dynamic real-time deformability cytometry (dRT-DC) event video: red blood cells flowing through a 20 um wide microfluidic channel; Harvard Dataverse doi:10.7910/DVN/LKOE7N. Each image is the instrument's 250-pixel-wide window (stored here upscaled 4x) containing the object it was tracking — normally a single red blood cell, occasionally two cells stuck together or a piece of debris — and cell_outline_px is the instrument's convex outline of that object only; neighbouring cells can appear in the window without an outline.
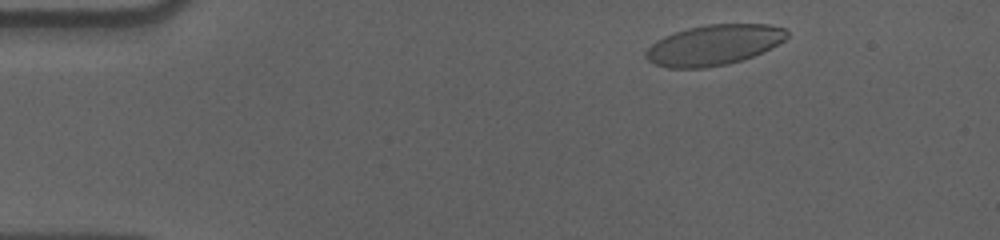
{"species": "human", "species_latin": "Homo sapiens", "temperature_condition": "cold", "stored_images_in_passage": 53, "camera_frame_rate_fps": 3000, "um_per_image_px": 0.085, "donor": {"sex": "male"}, "frame": {"image": 1, "passage_image": 4, "time_ms": 1.0, "image_size_px": [1000, 240], "cell_outline_px": [[788, 36], [784, 40], [752, 56], [728, 64], [704, 68], [668, 68], [656, 64], [648, 60], [644, 56], [644, 52], [656, 40], [664, 36], [688, 28], [708, 24], [768, 24], [784, 28], [788, 32]], "centroid_in_image_um": [60.64, 3.82], "position_along_channel_um": 24.4, "area_um2": 32.95}}
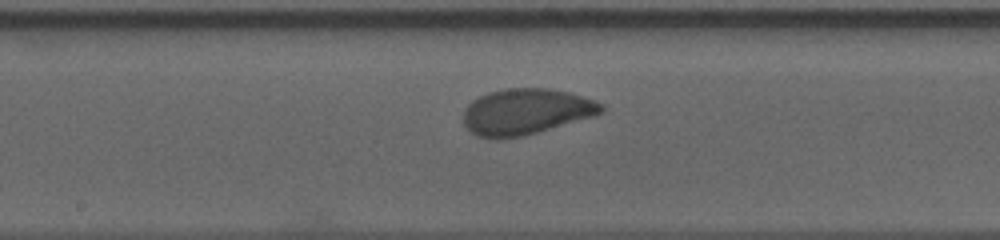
{"frame": {"image": 2, "passage_image": 26, "time_ms": 8.333, "image_size_px": [1000, 240], "cell_outline_px": [[604, 112], [592, 116], [524, 136], [496, 140], [476, 136], [464, 124], [464, 108], [472, 100], [488, 92], [504, 88], [552, 88], [568, 92], [604, 104]], "centroid_in_image_um": [44.67, 9.49], "position_along_channel_um": 203.5, "area_um2": 36.99}}
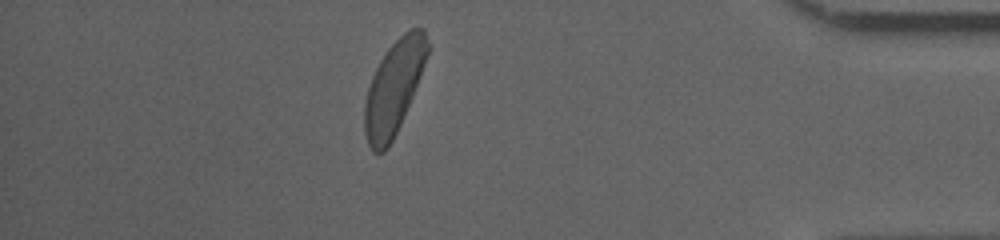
{"frame": {"image": 3, "passage_image": 46, "time_ms": 15.0, "image_size_px": [1000, 240], "cell_outline_px": [[432, 48], [412, 96], [400, 124], [388, 148], [384, 152], [372, 152], [368, 144], [364, 132], [364, 104], [368, 88], [372, 76], [380, 60], [388, 48], [408, 28], [424, 28]], "centroid_in_image_um": [33.5, 7.4], "position_along_channel_um": 401.7, "area_um2": 34.39}, "authors_computed_cell_mechanics": {"area_um2": 35.4892, "velocity_mm_per_s": 3.5618, "shape_relaxation_time_tau1_ms": 2.9779, "shape_relaxation_time_tau2_ms": null, "deformation_change_tau1": 0.1237, "deformation_change_tau2": null}}